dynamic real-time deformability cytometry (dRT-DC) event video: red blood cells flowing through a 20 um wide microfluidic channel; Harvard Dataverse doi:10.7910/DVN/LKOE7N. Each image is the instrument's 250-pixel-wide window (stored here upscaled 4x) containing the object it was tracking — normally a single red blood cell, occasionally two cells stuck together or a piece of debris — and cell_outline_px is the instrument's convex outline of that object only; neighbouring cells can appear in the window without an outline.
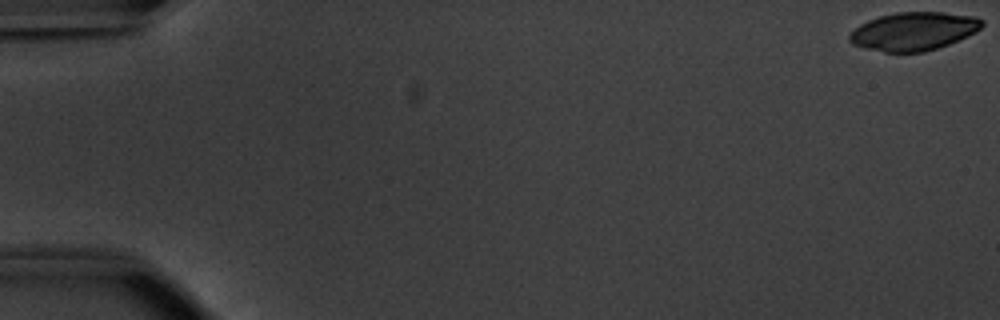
{"species": "common noctule bat (a hibernating species)", "species_latin": "Nyctalus noctula", "temperature_condition": "warm", "stored_images_in_passage": 53, "camera_frame_rate_fps": 3000, "um_per_image_px": 0.085, "animal": {"sex": "male", "body_mass_g": 20.1, "forearm_length_mm": 53.5}, "frame": {"image": 1, "passage_image": 1, "time_ms": 0.0, "image_size_px": [1000, 320], "cell_outline_px": [[984, 24], [976, 32], [968, 36], [948, 44], [924, 52], [884, 52], [852, 44], [848, 40], [848, 36], [860, 24], [868, 20], [880, 16], [896, 12], [944, 12], [976, 16], [984, 20]], "centroid_in_image_um": [77.69, 2.65], "position_along_channel_um": 7.3, "area_um2": 29.54}}